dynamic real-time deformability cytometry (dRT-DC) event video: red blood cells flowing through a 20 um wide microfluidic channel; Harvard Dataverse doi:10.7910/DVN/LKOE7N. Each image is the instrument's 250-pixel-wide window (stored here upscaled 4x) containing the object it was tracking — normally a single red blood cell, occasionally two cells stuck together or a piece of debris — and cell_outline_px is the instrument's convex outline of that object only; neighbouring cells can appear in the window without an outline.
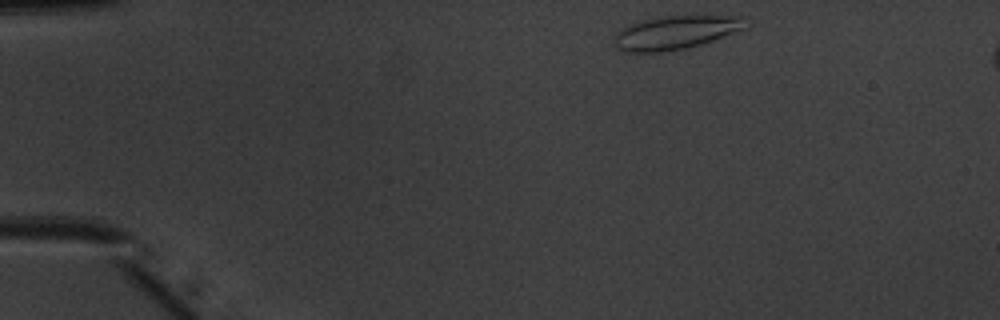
{"species": "common noctule bat (a hibernating species)", "species_latin": "Nyctalus noctula", "temperature_condition": "warm", "stored_images_in_passage": 44, "camera_frame_rate_fps": 3000, "um_per_image_px": 0.085, "animal": {"sex": "male", "body_mass_g": 20.1, "forearm_length_mm": 53.5}, "frame": {"image": 1, "passage_image": 1, "time_ms": 0.0, "image_size_px": [1000, 320], "cell_outline_px": [[744, 28], [712, 40], [700, 44], [684, 48], [660, 52], [624, 52], [616, 48], [616, 32], [620, 28], [628, 24], [656, 16], [740, 16]], "centroid_in_image_um": [57.3, 2.76], "position_along_channel_um": 27.7, "area_um2": 25.14}}
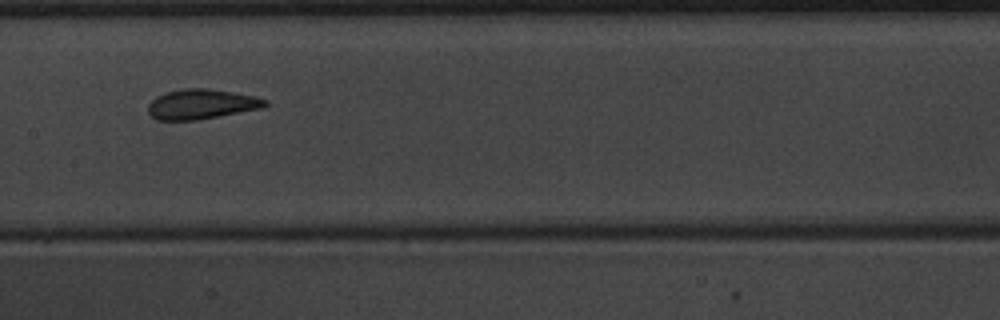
{"frame": {"image": 2, "passage_image": 19, "time_ms": 6.0, "image_size_px": [1000, 320], "cell_outline_px": [[268, 104], [264, 108], [200, 120], [156, 120], [148, 112], [148, 104], [156, 96], [164, 92], [184, 88], [204, 88], [232, 92], [256, 96], [268, 100]], "centroid_in_image_um": [17.14, 8.86], "position_along_channel_um": 190.3, "area_um2": 20.69}}
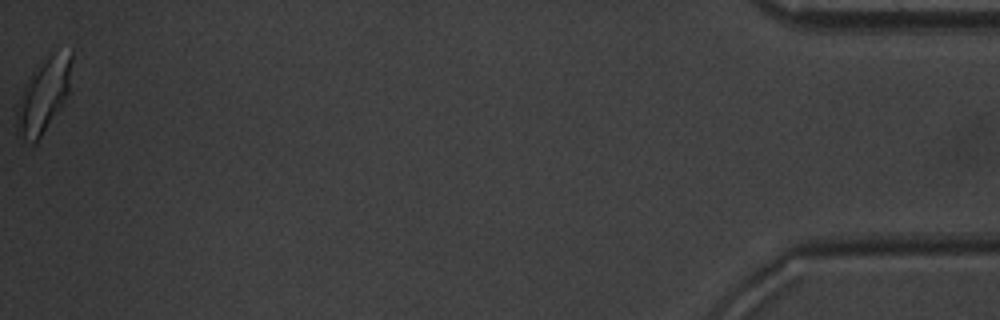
{"frame": {"image": 3, "passage_image": 44, "time_ms": 14.333, "image_size_px": [1000, 320], "cell_outline_px": [[72, 60], [68, 92], [40, 136], [32, 144], [24, 140], [16, 132], [16, 112], [20, 96], [32, 72], [48, 52], [56, 48], [72, 48]], "centroid_in_image_um": [3.71, 7.97], "position_along_channel_um": 431.5, "area_um2": 23.52}, "authors_computed_cell_mechanics": {"area_um2": 20.7213, "velocity_mm_per_s": 3.9663, "shape_relaxation_time_tau1_ms": 3.093, "shape_relaxation_time_tau2_ms": 1.0215, "deformation_change_tau1": 0.1304, "deformation_change_tau2": 0.0682}}